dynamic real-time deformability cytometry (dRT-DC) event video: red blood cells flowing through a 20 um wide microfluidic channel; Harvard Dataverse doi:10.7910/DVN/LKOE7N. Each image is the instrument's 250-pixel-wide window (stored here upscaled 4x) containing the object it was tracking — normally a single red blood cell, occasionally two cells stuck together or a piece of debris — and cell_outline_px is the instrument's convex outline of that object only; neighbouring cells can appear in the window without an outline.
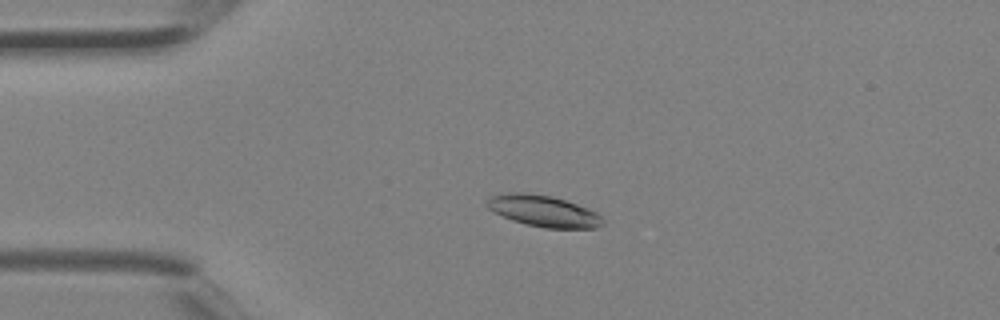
{"species": "Egyptian fruit bat (a non-hibernating species)", "species_latin": "Rousettus aegyptiacus", "temperature_condition": "room temperature", "stored_images_in_passage": 3, "camera_frame_rate_fps": 3000, "um_per_image_px": 0.085, "animal": {"sex": "female"}, "frame": {"image": 1, "passage_image": 3, "time_ms": 0.667, "image_size_px": [1000, 320], "cell_outline_px": [[604, 224], [596, 228], [544, 228], [512, 220], [488, 208], [488, 196], [508, 192], [528, 192], [552, 196], [588, 208], [596, 212], [604, 220]], "centroid_in_image_um": [46.21, 17.93], "position_along_channel_um": 38.8, "area_um2": 21.04}}